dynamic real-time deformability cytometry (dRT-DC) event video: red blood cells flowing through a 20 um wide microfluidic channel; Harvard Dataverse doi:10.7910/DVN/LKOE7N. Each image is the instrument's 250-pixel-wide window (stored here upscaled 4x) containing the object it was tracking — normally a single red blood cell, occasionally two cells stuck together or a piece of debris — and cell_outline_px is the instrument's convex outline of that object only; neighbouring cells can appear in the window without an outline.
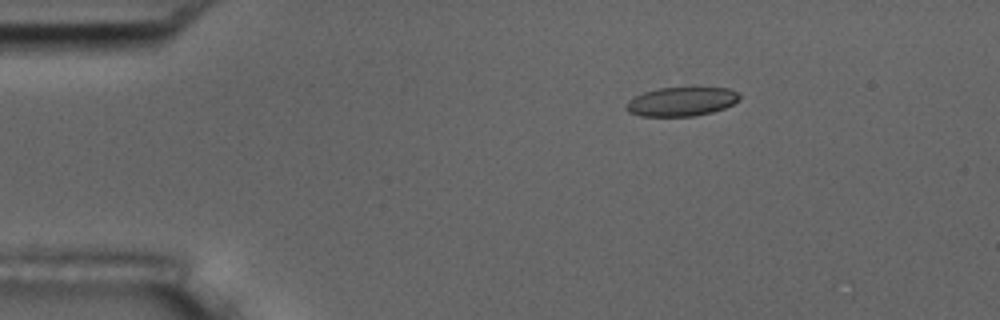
{"species": "common noctule bat (a hibernating species)", "species_latin": "Nyctalus noctula", "temperature_condition": "room temperature", "stored_images_in_passage": 4, "camera_frame_rate_fps": 3000, "um_per_image_px": 0.085, "animal": {"sex": "male", "body_mass_g": 17.5, "forearm_length_mm": 52.3}, "frame": {"image": 1, "passage_image": 2, "time_ms": 2.333, "image_size_px": [1000, 320], "cell_outline_px": [[740, 100], [724, 108], [712, 112], [692, 116], [640, 116], [628, 112], [624, 108], [624, 104], [628, 100], [644, 92], [656, 88], [728, 88], [736, 92], [740, 96]], "centroid_in_image_um": [57.88, 8.64], "position_along_channel_um": 27.1, "area_um2": 19.13}}